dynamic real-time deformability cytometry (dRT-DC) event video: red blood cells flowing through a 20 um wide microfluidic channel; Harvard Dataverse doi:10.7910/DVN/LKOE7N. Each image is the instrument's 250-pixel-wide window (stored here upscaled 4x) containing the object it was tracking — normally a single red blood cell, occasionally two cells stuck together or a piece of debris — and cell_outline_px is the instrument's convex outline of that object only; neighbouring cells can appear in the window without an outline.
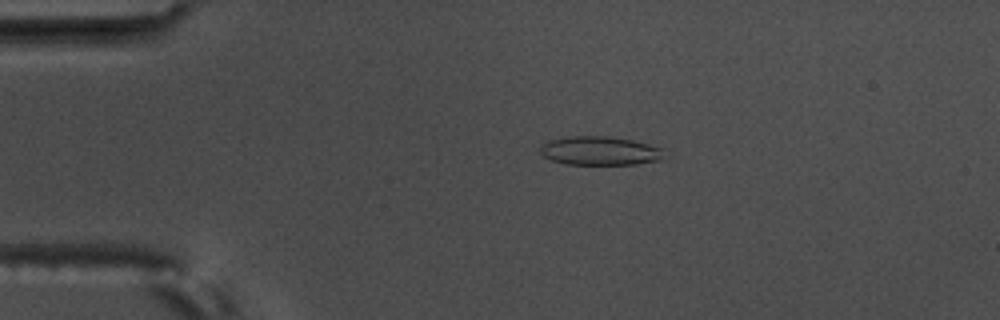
{"species": "common noctule bat (a hibernating species)", "species_latin": "Nyctalus noctula", "temperature_condition": "warm", "stored_images_in_passage": 4, "camera_frame_rate_fps": 3000, "um_per_image_px": 0.085, "animal": {"sex": "male", "body_mass_g": 17.5, "forearm_length_mm": 52.3}, "frame": {"image": 1, "passage_image": 3, "time_ms": 0.667, "image_size_px": [1000, 320], "cell_outline_px": [[664, 148], [660, 160], [636, 164], [564, 164], [552, 160], [544, 156], [540, 152], [540, 148], [548, 140], [568, 136], [608, 136], [632, 140]], "centroid_in_image_um": [50.98, 12.81], "position_along_channel_um": 34.0, "area_um2": 20.69}}